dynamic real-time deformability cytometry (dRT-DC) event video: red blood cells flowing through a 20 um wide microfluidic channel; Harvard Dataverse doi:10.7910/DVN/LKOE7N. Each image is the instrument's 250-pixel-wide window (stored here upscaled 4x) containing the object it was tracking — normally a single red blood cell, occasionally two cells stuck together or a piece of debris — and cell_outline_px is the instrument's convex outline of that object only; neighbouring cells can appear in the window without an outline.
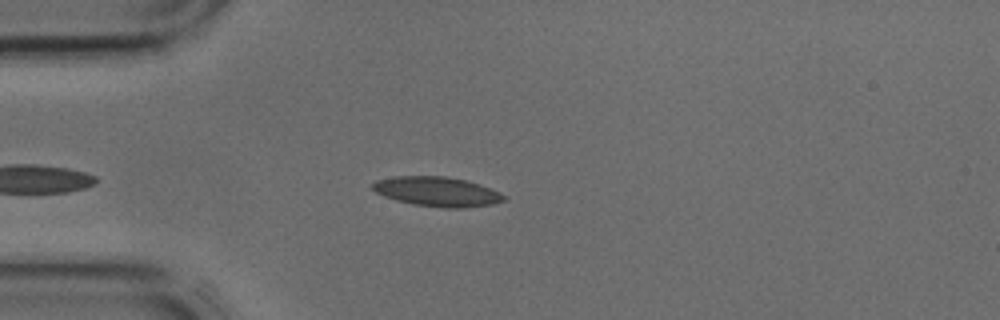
{"species": "common noctule bat (a hibernating species)", "species_latin": "Nyctalus noctula", "temperature_condition": "cold", "stored_images_in_passage": 33, "camera_frame_rate_fps": 3000, "um_per_image_px": 0.085, "animal": {"sex": "male", "body_mass_g": 17.9, "forearm_length_mm": 54.2}, "frame": {"image": 1, "passage_image": 4, "time_ms": 1.0, "image_size_px": [1000, 320], "cell_outline_px": [[508, 196], [504, 200], [492, 204], [464, 208], [444, 208], [412, 204], [396, 200], [384, 196], [376, 192], [372, 188], [372, 184], [376, 180], [396, 176], [444, 176], [464, 180], [500, 192]], "centroid_in_image_um": [37.14, 16.29], "position_along_channel_um": 47.9, "area_um2": 22.48}}
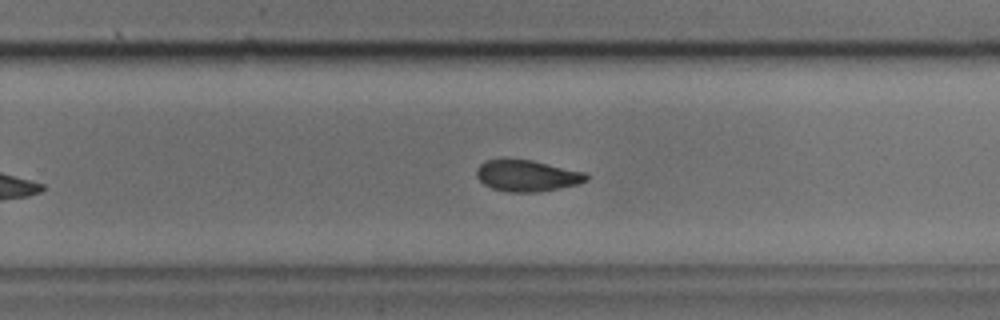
{"frame": {"image": 2, "passage_image": 20, "time_ms": 6.333, "image_size_px": [1000, 320], "cell_outline_px": [[588, 180], [580, 184], [540, 192], [512, 192], [492, 188], [484, 184], [476, 176], [476, 168], [484, 160], [532, 160], [584, 172], [588, 176]], "centroid_in_image_um": [44.81, 14.95], "position_along_channel_um": 285.0, "area_um2": 19.94}}
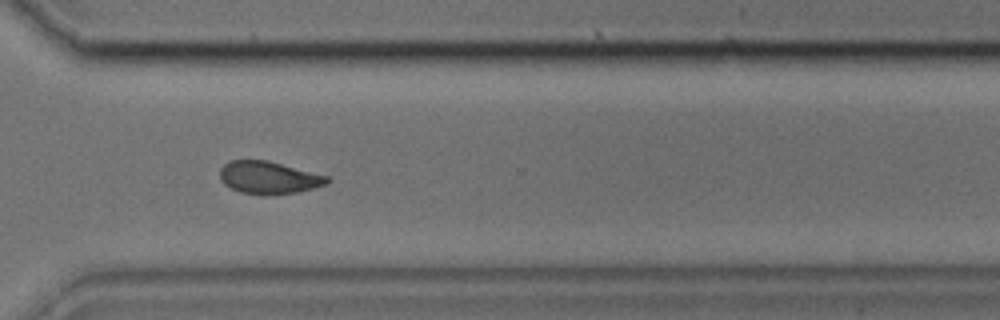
{"frame": {"image": 3, "passage_image": 24, "time_ms": 7.667, "image_size_px": [1000, 320], "cell_outline_px": [[332, 180], [328, 184], [296, 192], [268, 196], [264, 196], [240, 192], [224, 184], [220, 180], [220, 168], [224, 164], [232, 160], [268, 160], [328, 176]], "centroid_in_image_um": [22.85, 15.1], "position_along_channel_um": 347.8, "area_um2": 20.52}}